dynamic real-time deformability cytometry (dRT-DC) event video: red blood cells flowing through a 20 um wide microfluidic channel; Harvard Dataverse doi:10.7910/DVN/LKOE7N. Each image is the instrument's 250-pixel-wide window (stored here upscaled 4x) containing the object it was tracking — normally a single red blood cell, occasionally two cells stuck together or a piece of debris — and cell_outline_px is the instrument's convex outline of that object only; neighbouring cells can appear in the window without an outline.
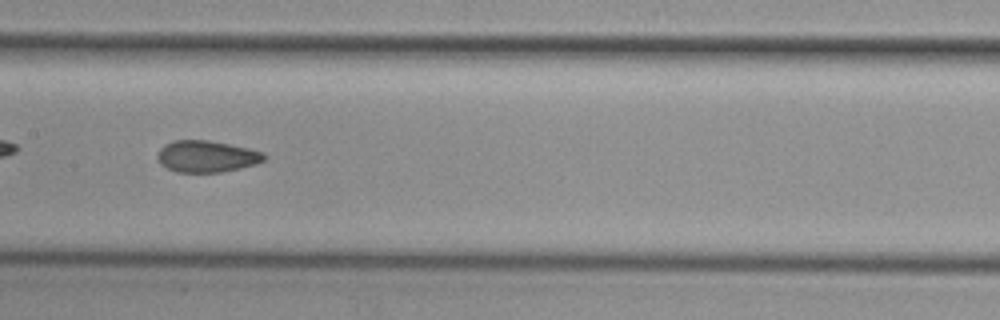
{"species": "common noctule bat (a hibernating species)", "species_latin": "Nyctalus noctula", "temperature_condition": "cold", "stored_images_in_passage": 39, "camera_frame_rate_fps": 3000, "um_per_image_px": 0.085, "animal": {"sex": "female", "body_mass_g": 29.2, "forearm_length_mm": 56.3}, "frame": {"image": 1, "passage_image": 12, "time_ms": 3.667, "image_size_px": [1000, 320], "cell_outline_px": [[268, 156], [264, 160], [256, 164], [240, 168], [220, 172], [176, 172], [160, 164], [156, 156], [160, 148], [164, 144], [172, 140], [208, 140], [248, 148], [264, 152]], "centroid_in_image_um": [17.56, 13.29], "position_along_channel_um": 189.8, "area_um2": 19.77}, "authors_computed_cell_mechanics": {"area_um2": 19.8832, "velocity_mm_per_s": 3.8084, "shape_relaxation_time_tau1_ms": null, "shape_relaxation_time_tau2_ms": 1.7362, "deformation_change_tau1": null, "deformation_change_tau2": 0.0743}}